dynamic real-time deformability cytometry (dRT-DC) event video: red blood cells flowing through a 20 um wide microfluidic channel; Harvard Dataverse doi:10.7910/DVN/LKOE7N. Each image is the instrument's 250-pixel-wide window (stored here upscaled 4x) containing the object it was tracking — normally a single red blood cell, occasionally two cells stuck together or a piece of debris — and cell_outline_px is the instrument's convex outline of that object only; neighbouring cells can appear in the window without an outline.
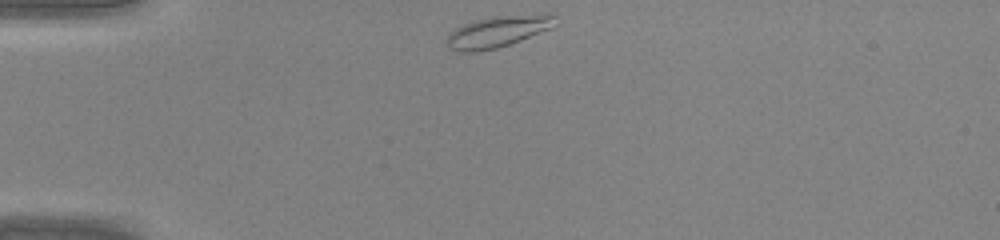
{"species": "common noctule bat (a hibernating species)", "species_latin": "Nyctalus noctula", "temperature_condition": "warm", "stored_images_in_passage": 29, "camera_frame_rate_fps": 3000, "um_per_image_px": 0.085, "animal": {"sex": "male", "body_mass_g": 20.0, "forearm_length_mm": 53.3}, "frame": {"image": 1, "passage_image": 1, "time_ms": 0.0, "image_size_px": [1000, 240], "cell_outline_px": [[560, 24], [552, 28], [520, 40], [496, 48], [472, 52], [460, 52], [448, 48], [444, 40], [448, 32], [472, 20], [492, 16], [548, 12], [556, 16], [560, 20]], "centroid_in_image_um": [42.36, 2.64], "position_along_channel_um": 42.6, "area_um2": 20.63}}
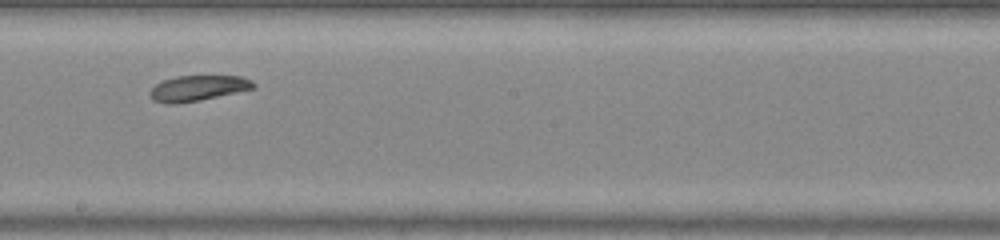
{"frame": {"image": 2, "passage_image": 16, "time_ms": 5.0, "image_size_px": [1000, 240], "cell_outline_px": [[256, 88], [200, 100], [172, 104], [168, 104], [152, 100], [148, 92], [156, 84], [164, 80], [176, 76], [244, 76], [252, 80], [256, 84]], "centroid_in_image_um": [16.84, 7.49], "position_along_channel_um": 231.4, "area_um2": 15.43}}
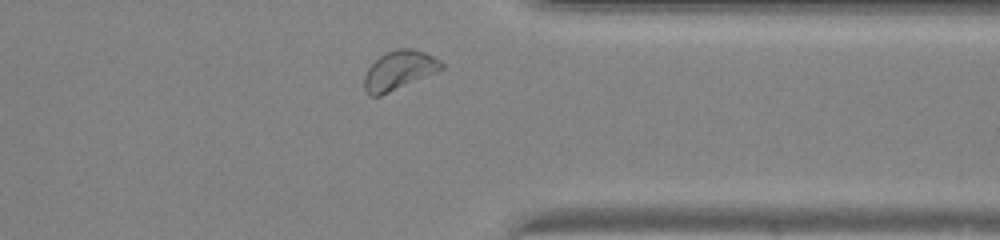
{"frame": {"image": 3, "passage_image": 26, "time_ms": 8.333, "image_size_px": [1000, 240], "cell_outline_px": [[444, 68], [380, 96], [372, 96], [364, 88], [364, 76], [368, 68], [380, 56], [396, 48], [416, 48], [440, 60], [444, 64]], "centroid_in_image_um": [33.92, 5.95], "position_along_channel_um": 377.5, "area_um2": 17.22}}